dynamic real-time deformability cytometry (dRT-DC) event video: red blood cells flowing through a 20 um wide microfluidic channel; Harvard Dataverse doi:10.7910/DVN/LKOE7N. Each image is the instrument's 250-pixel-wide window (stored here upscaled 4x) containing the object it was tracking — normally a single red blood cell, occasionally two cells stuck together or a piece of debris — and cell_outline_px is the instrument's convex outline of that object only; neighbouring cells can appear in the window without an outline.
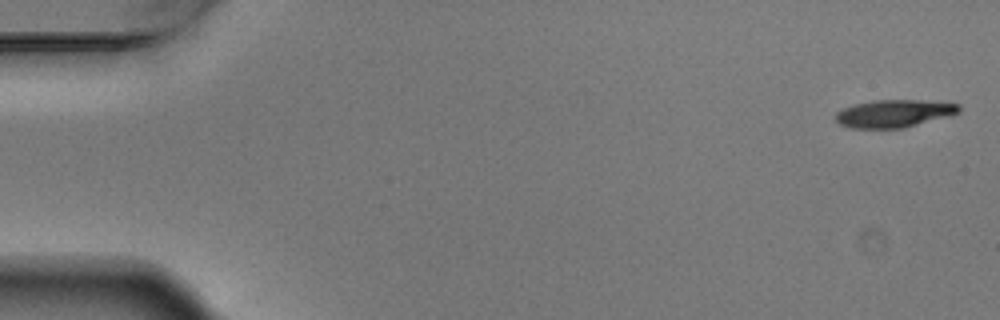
{"species": "Egyptian fruit bat (a non-hibernating species)", "species_latin": "Rousettus aegyptiacus", "temperature_condition": "warm", "stored_images_in_passage": 4, "camera_frame_rate_fps": 3000, "um_per_image_px": 0.085, "animal": {"sex": "male"}, "frame": {"image": 1, "passage_image": 1, "time_ms": 0.0, "image_size_px": [1000, 320], "cell_outline_px": [[960, 112], [952, 116], [904, 128], [848, 128], [840, 124], [836, 120], [836, 112], [852, 104], [876, 100], [920, 100], [960, 104]], "centroid_in_image_um": [76.02, 9.65], "position_along_channel_um": 9.0, "area_um2": 20.06}}
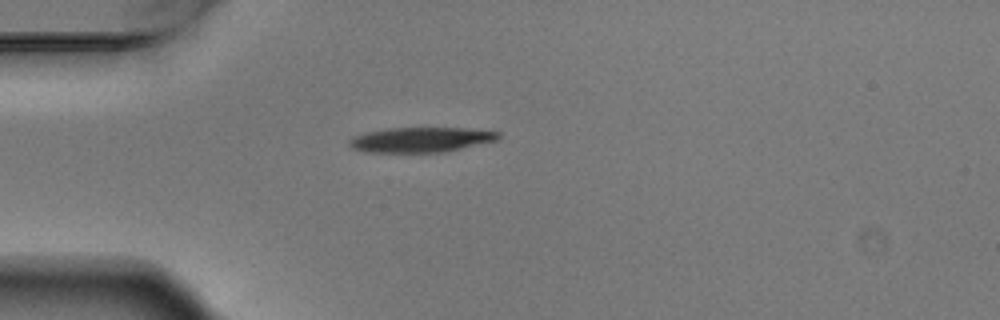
{"frame": {"image": 2, "passage_image": 4, "time_ms": 1.0, "image_size_px": [1000, 320], "cell_outline_px": [[500, 140], [444, 152], [364, 152], [352, 148], [348, 144], [348, 140], [356, 136], [368, 132], [388, 128], [468, 128], [500, 132]], "centroid_in_image_um": [35.82, 11.88], "position_along_channel_um": 49.2, "area_um2": 21.73}}